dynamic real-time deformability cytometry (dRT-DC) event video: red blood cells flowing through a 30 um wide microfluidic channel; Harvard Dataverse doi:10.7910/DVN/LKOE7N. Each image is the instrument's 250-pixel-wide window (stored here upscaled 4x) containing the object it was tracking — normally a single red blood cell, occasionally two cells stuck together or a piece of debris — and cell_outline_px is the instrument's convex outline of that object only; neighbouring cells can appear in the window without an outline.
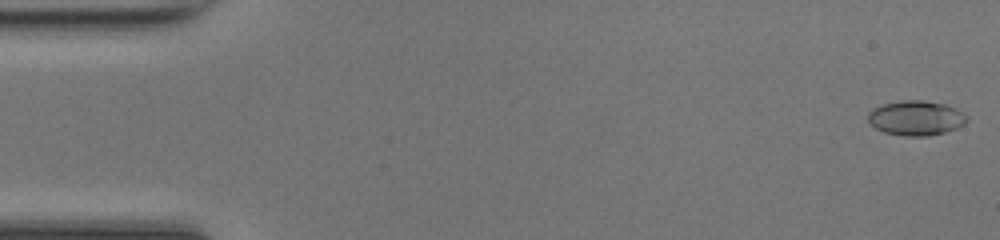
{"species": "common noctule bat (a hibernating species)", "species_latin": "Nyctalus noctula", "temperature_condition": "room temperature", "stored_images_in_passage": 48, "camera_frame_rate_fps": 3000, "um_per_image_px": 0.085, "animal": {"sex": "female", "body_mass_g": 17.0, "forearm_length_mm": 48.0}, "frame": {"image": 1, "passage_image": 1, "time_ms": 0.0, "image_size_px": [1000, 240], "cell_outline_px": [[968, 120], [964, 124], [956, 128], [944, 132], [928, 136], [904, 136], [884, 132], [876, 128], [868, 120], [868, 112], [872, 108], [884, 104], [900, 100], [924, 100], [944, 104], [956, 108], [968, 116]], "centroid_in_image_um": [77.86, 10.02], "position_along_channel_um": 7.1, "area_um2": 20.06}}
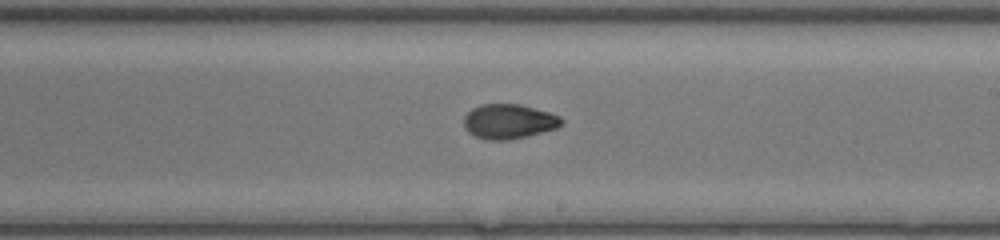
{"frame": {"image": 2, "passage_image": 28, "time_ms": 9.0, "image_size_px": [1000, 240], "cell_outline_px": [[564, 124], [556, 128], [508, 140], [488, 140], [476, 136], [468, 132], [464, 128], [464, 116], [472, 108], [480, 104], [520, 104], [548, 112], [560, 116], [564, 120]], "centroid_in_image_um": [43.23, 10.31], "position_along_channel_um": 245.8, "area_um2": 19.65}}
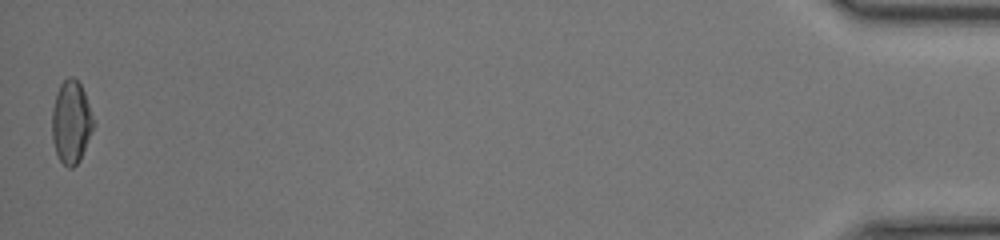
{"frame": {"image": 3, "passage_image": 48, "time_ms": 15.667, "image_size_px": [1000, 240], "cell_outline_px": [[96, 124], [80, 160], [72, 168], [68, 168], [60, 160], [56, 152], [52, 140], [52, 108], [56, 92], [60, 84], [68, 76], [72, 76], [80, 84], [84, 92]], "centroid_in_image_um": [6.05, 10.38], "position_along_channel_um": 429.1, "area_um2": 20.17}, "authors_computed_cell_mechanics": {"area_um2": 19.5653, "velocity_mm_per_s": 4.3025, "shape_relaxation_time_tau1_ms": null, "shape_relaxation_time_tau2_ms": 1.737, "deformation_change_tau1": null, "deformation_change_tau2": 0.0515}}